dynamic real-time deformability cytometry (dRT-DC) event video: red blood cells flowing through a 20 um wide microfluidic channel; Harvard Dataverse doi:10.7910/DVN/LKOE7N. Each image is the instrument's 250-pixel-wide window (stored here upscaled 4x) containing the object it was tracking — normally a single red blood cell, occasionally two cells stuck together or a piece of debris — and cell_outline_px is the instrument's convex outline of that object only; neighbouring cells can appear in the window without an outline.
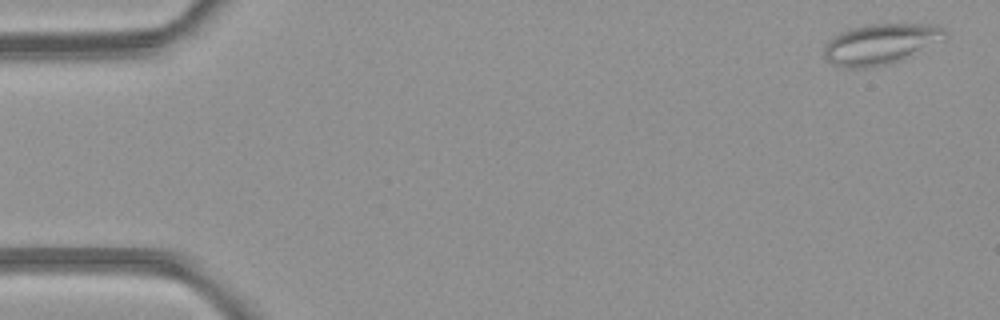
{"species": "common noctule bat (a hibernating species)", "species_latin": "Nyctalus noctula", "temperature_condition": "room temperature", "stored_images_in_passage": 5, "camera_frame_rate_fps": 3000, "um_per_image_px": 0.085, "animal": {"sex": "female", "body_mass_g": 21.9}, "frame": {"image": 1, "passage_image": 1, "time_ms": 0.0, "image_size_px": [1000, 320], "cell_outline_px": [[944, 32], [904, 60], [888, 64], [868, 68], [844, 68], [832, 64], [824, 56], [824, 48], [828, 40], [832, 36], [840, 32], [864, 24], [936, 24], [944, 28]], "centroid_in_image_um": [74.67, 3.75], "position_along_channel_um": 10.3, "area_um2": 27.8}}